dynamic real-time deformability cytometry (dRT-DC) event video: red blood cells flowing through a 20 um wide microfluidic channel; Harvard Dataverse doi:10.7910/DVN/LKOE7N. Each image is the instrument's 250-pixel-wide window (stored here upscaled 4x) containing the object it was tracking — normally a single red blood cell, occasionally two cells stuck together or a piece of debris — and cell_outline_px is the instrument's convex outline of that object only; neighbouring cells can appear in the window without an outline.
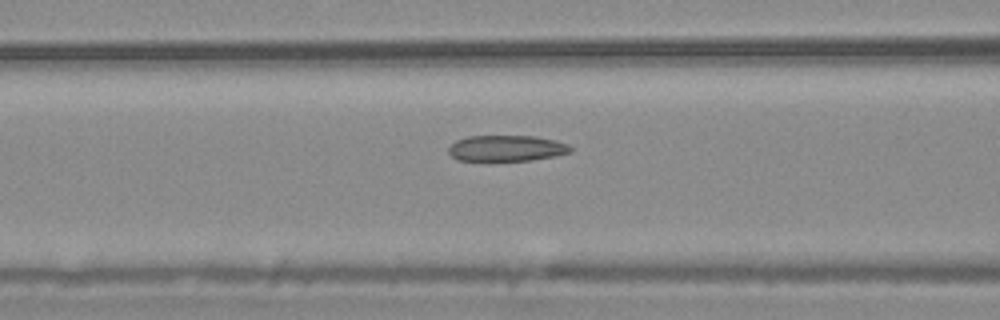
{"species": "common noctule bat (a hibernating species)", "species_latin": "Nyctalus noctula", "temperature_condition": "warm", "stored_images_in_passage": 34, "camera_frame_rate_fps": 3000, "um_per_image_px": 0.085, "animal": {"sex": "male", "body_mass_g": 20.4}, "frame": {"image": 1, "passage_image": 9, "time_ms": 2.667, "image_size_px": [1000, 320], "cell_outline_px": [[572, 152], [556, 156], [532, 160], [456, 160], [448, 152], [448, 148], [456, 140], [468, 136], [536, 136], [556, 140], [568, 144], [572, 148]], "centroid_in_image_um": [43.08, 12.59], "position_along_channel_um": 123.5, "area_um2": 18.5}}
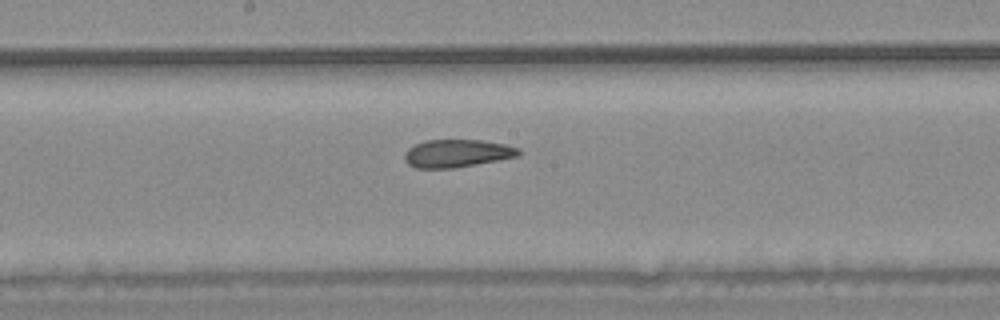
{"frame": {"image": 2, "passage_image": 16, "time_ms": 5.0, "image_size_px": [1000, 320], "cell_outline_px": [[520, 156], [476, 164], [452, 168], [416, 168], [408, 164], [404, 160], [404, 152], [408, 148], [424, 140], [480, 140], [504, 144], [520, 148]], "centroid_in_image_um": [38.83, 13.03], "position_along_channel_um": 209.4, "area_um2": 18.5}}
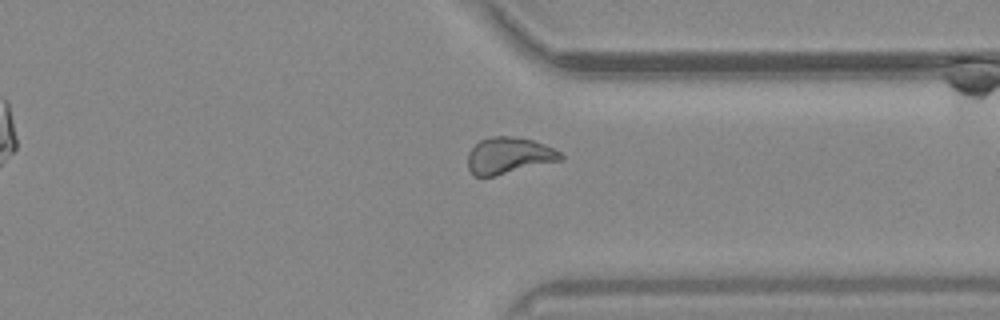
{"frame": {"image": 3, "passage_image": 29, "time_ms": 9.333, "image_size_px": [1000, 320], "cell_outline_px": [[564, 160], [496, 176], [476, 176], [468, 168], [468, 152], [480, 140], [492, 136], [512, 136], [532, 140], [544, 144], [560, 152], [564, 156]], "centroid_in_image_um": [43.28, 13.23], "position_along_channel_um": 368.1, "area_um2": 19.83}, "authors_computed_cell_mechanics": {"area_um2": 19.3052, "velocity_mm_per_s": 3.6702, "shape_relaxation_time_tau1_ms": null, "shape_relaxation_time_tau2_ms": 2.6685, "deformation_change_tau1": null, "deformation_change_tau2": 0.095}}